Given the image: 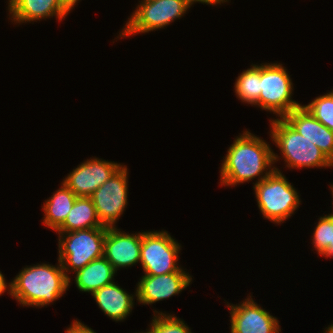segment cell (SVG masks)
Segmentation results:
<instances>
[{"label": "cell", "mask_w": 333, "mask_h": 333, "mask_svg": "<svg viewBox=\"0 0 333 333\" xmlns=\"http://www.w3.org/2000/svg\"><path fill=\"white\" fill-rule=\"evenodd\" d=\"M107 227H94L70 232H58V260L66 276L85 267L91 261L103 257Z\"/></svg>", "instance_id": "cell-4"}, {"label": "cell", "mask_w": 333, "mask_h": 333, "mask_svg": "<svg viewBox=\"0 0 333 333\" xmlns=\"http://www.w3.org/2000/svg\"><path fill=\"white\" fill-rule=\"evenodd\" d=\"M154 314L150 328L146 333H192L188 325L176 316L156 310Z\"/></svg>", "instance_id": "cell-21"}, {"label": "cell", "mask_w": 333, "mask_h": 333, "mask_svg": "<svg viewBox=\"0 0 333 333\" xmlns=\"http://www.w3.org/2000/svg\"><path fill=\"white\" fill-rule=\"evenodd\" d=\"M252 67L237 77L234 90L237 98L241 102L254 105L260 96V65H251Z\"/></svg>", "instance_id": "cell-20"}, {"label": "cell", "mask_w": 333, "mask_h": 333, "mask_svg": "<svg viewBox=\"0 0 333 333\" xmlns=\"http://www.w3.org/2000/svg\"><path fill=\"white\" fill-rule=\"evenodd\" d=\"M312 238L319 255L325 250H333V219L328 215L320 217Z\"/></svg>", "instance_id": "cell-23"}, {"label": "cell", "mask_w": 333, "mask_h": 333, "mask_svg": "<svg viewBox=\"0 0 333 333\" xmlns=\"http://www.w3.org/2000/svg\"><path fill=\"white\" fill-rule=\"evenodd\" d=\"M94 227H104L98 219L91 197H77L65 221L55 230L70 232Z\"/></svg>", "instance_id": "cell-19"}, {"label": "cell", "mask_w": 333, "mask_h": 333, "mask_svg": "<svg viewBox=\"0 0 333 333\" xmlns=\"http://www.w3.org/2000/svg\"><path fill=\"white\" fill-rule=\"evenodd\" d=\"M7 290L9 291L8 293L10 294V283H8V286H7L4 275L0 271V295H2Z\"/></svg>", "instance_id": "cell-26"}, {"label": "cell", "mask_w": 333, "mask_h": 333, "mask_svg": "<svg viewBox=\"0 0 333 333\" xmlns=\"http://www.w3.org/2000/svg\"><path fill=\"white\" fill-rule=\"evenodd\" d=\"M69 278L58 265L27 266L10 283V295L23 306L43 307L53 303L68 290Z\"/></svg>", "instance_id": "cell-2"}, {"label": "cell", "mask_w": 333, "mask_h": 333, "mask_svg": "<svg viewBox=\"0 0 333 333\" xmlns=\"http://www.w3.org/2000/svg\"><path fill=\"white\" fill-rule=\"evenodd\" d=\"M321 255L325 256L326 258L331 257V256H333V250H325Z\"/></svg>", "instance_id": "cell-28"}, {"label": "cell", "mask_w": 333, "mask_h": 333, "mask_svg": "<svg viewBox=\"0 0 333 333\" xmlns=\"http://www.w3.org/2000/svg\"><path fill=\"white\" fill-rule=\"evenodd\" d=\"M192 5L194 4V2H200V3H205V4H209V5H217V4H220L221 3H224V2H227L228 0H188Z\"/></svg>", "instance_id": "cell-27"}, {"label": "cell", "mask_w": 333, "mask_h": 333, "mask_svg": "<svg viewBox=\"0 0 333 333\" xmlns=\"http://www.w3.org/2000/svg\"><path fill=\"white\" fill-rule=\"evenodd\" d=\"M66 333H96L93 329L89 328L87 325H84L78 320H74V322L70 325L69 328L66 329Z\"/></svg>", "instance_id": "cell-24"}, {"label": "cell", "mask_w": 333, "mask_h": 333, "mask_svg": "<svg viewBox=\"0 0 333 333\" xmlns=\"http://www.w3.org/2000/svg\"><path fill=\"white\" fill-rule=\"evenodd\" d=\"M283 118L333 163V132L320 123L307 108L301 105Z\"/></svg>", "instance_id": "cell-14"}, {"label": "cell", "mask_w": 333, "mask_h": 333, "mask_svg": "<svg viewBox=\"0 0 333 333\" xmlns=\"http://www.w3.org/2000/svg\"><path fill=\"white\" fill-rule=\"evenodd\" d=\"M270 136L288 168L333 167V163L307 138L298 133L284 118L270 120Z\"/></svg>", "instance_id": "cell-3"}, {"label": "cell", "mask_w": 333, "mask_h": 333, "mask_svg": "<svg viewBox=\"0 0 333 333\" xmlns=\"http://www.w3.org/2000/svg\"><path fill=\"white\" fill-rule=\"evenodd\" d=\"M115 268L103 256L88 263L75 272V284L81 292L92 294L96 290L114 282Z\"/></svg>", "instance_id": "cell-17"}, {"label": "cell", "mask_w": 333, "mask_h": 333, "mask_svg": "<svg viewBox=\"0 0 333 333\" xmlns=\"http://www.w3.org/2000/svg\"><path fill=\"white\" fill-rule=\"evenodd\" d=\"M12 22L27 23L55 16L59 22L69 13L58 0H8Z\"/></svg>", "instance_id": "cell-15"}, {"label": "cell", "mask_w": 333, "mask_h": 333, "mask_svg": "<svg viewBox=\"0 0 333 333\" xmlns=\"http://www.w3.org/2000/svg\"><path fill=\"white\" fill-rule=\"evenodd\" d=\"M122 166L92 195L96 214L103 226L115 227L127 206L128 172Z\"/></svg>", "instance_id": "cell-9"}, {"label": "cell", "mask_w": 333, "mask_h": 333, "mask_svg": "<svg viewBox=\"0 0 333 333\" xmlns=\"http://www.w3.org/2000/svg\"><path fill=\"white\" fill-rule=\"evenodd\" d=\"M122 165L99 158L79 164L62 181L77 197H91Z\"/></svg>", "instance_id": "cell-10"}, {"label": "cell", "mask_w": 333, "mask_h": 333, "mask_svg": "<svg viewBox=\"0 0 333 333\" xmlns=\"http://www.w3.org/2000/svg\"><path fill=\"white\" fill-rule=\"evenodd\" d=\"M192 277L182 268L177 272L163 275H144L137 283L135 295L141 304L151 305L157 301L178 295L187 288Z\"/></svg>", "instance_id": "cell-12"}, {"label": "cell", "mask_w": 333, "mask_h": 333, "mask_svg": "<svg viewBox=\"0 0 333 333\" xmlns=\"http://www.w3.org/2000/svg\"><path fill=\"white\" fill-rule=\"evenodd\" d=\"M330 187H331L330 189H331V191H332L331 193H332V197H333V185H331ZM332 200H333V199H332ZM328 216L331 217V218L333 219V213L328 214Z\"/></svg>", "instance_id": "cell-30"}, {"label": "cell", "mask_w": 333, "mask_h": 333, "mask_svg": "<svg viewBox=\"0 0 333 333\" xmlns=\"http://www.w3.org/2000/svg\"><path fill=\"white\" fill-rule=\"evenodd\" d=\"M324 333H333V324L329 325V327H326V331Z\"/></svg>", "instance_id": "cell-29"}, {"label": "cell", "mask_w": 333, "mask_h": 333, "mask_svg": "<svg viewBox=\"0 0 333 333\" xmlns=\"http://www.w3.org/2000/svg\"><path fill=\"white\" fill-rule=\"evenodd\" d=\"M76 198L77 196L62 182L61 187L43 204V223L56 230L65 221Z\"/></svg>", "instance_id": "cell-18"}, {"label": "cell", "mask_w": 333, "mask_h": 333, "mask_svg": "<svg viewBox=\"0 0 333 333\" xmlns=\"http://www.w3.org/2000/svg\"><path fill=\"white\" fill-rule=\"evenodd\" d=\"M324 126L333 132V92L316 97L311 103L303 105Z\"/></svg>", "instance_id": "cell-22"}, {"label": "cell", "mask_w": 333, "mask_h": 333, "mask_svg": "<svg viewBox=\"0 0 333 333\" xmlns=\"http://www.w3.org/2000/svg\"><path fill=\"white\" fill-rule=\"evenodd\" d=\"M250 297V298H249ZM227 307L231 315V333H279V321L248 296L238 305Z\"/></svg>", "instance_id": "cell-11"}, {"label": "cell", "mask_w": 333, "mask_h": 333, "mask_svg": "<svg viewBox=\"0 0 333 333\" xmlns=\"http://www.w3.org/2000/svg\"><path fill=\"white\" fill-rule=\"evenodd\" d=\"M99 308L114 321H122L134 307V296L128 294L115 282L92 293Z\"/></svg>", "instance_id": "cell-16"}, {"label": "cell", "mask_w": 333, "mask_h": 333, "mask_svg": "<svg viewBox=\"0 0 333 333\" xmlns=\"http://www.w3.org/2000/svg\"><path fill=\"white\" fill-rule=\"evenodd\" d=\"M61 6L68 12L74 8V6L77 4L80 0H58Z\"/></svg>", "instance_id": "cell-25"}, {"label": "cell", "mask_w": 333, "mask_h": 333, "mask_svg": "<svg viewBox=\"0 0 333 333\" xmlns=\"http://www.w3.org/2000/svg\"><path fill=\"white\" fill-rule=\"evenodd\" d=\"M253 189L263 217L277 224L290 218L301 202L296 189L278 168L255 183Z\"/></svg>", "instance_id": "cell-5"}, {"label": "cell", "mask_w": 333, "mask_h": 333, "mask_svg": "<svg viewBox=\"0 0 333 333\" xmlns=\"http://www.w3.org/2000/svg\"><path fill=\"white\" fill-rule=\"evenodd\" d=\"M180 244L166 231L142 232L140 262L144 275H163L177 272Z\"/></svg>", "instance_id": "cell-8"}, {"label": "cell", "mask_w": 333, "mask_h": 333, "mask_svg": "<svg viewBox=\"0 0 333 333\" xmlns=\"http://www.w3.org/2000/svg\"><path fill=\"white\" fill-rule=\"evenodd\" d=\"M280 63L260 64V96L254 106L283 118L302 104L292 100L293 84Z\"/></svg>", "instance_id": "cell-6"}, {"label": "cell", "mask_w": 333, "mask_h": 333, "mask_svg": "<svg viewBox=\"0 0 333 333\" xmlns=\"http://www.w3.org/2000/svg\"><path fill=\"white\" fill-rule=\"evenodd\" d=\"M191 5L188 0H142L119 35L128 37L162 29L185 15Z\"/></svg>", "instance_id": "cell-7"}, {"label": "cell", "mask_w": 333, "mask_h": 333, "mask_svg": "<svg viewBox=\"0 0 333 333\" xmlns=\"http://www.w3.org/2000/svg\"><path fill=\"white\" fill-rule=\"evenodd\" d=\"M115 227H107L103 256L119 270L140 263L142 232L127 234Z\"/></svg>", "instance_id": "cell-13"}, {"label": "cell", "mask_w": 333, "mask_h": 333, "mask_svg": "<svg viewBox=\"0 0 333 333\" xmlns=\"http://www.w3.org/2000/svg\"><path fill=\"white\" fill-rule=\"evenodd\" d=\"M227 152L221 164L219 179L224 186L245 183L257 176L256 183H259L274 171L272 165L280 160V156L274 153L267 142L249 131L237 136Z\"/></svg>", "instance_id": "cell-1"}]
</instances>
